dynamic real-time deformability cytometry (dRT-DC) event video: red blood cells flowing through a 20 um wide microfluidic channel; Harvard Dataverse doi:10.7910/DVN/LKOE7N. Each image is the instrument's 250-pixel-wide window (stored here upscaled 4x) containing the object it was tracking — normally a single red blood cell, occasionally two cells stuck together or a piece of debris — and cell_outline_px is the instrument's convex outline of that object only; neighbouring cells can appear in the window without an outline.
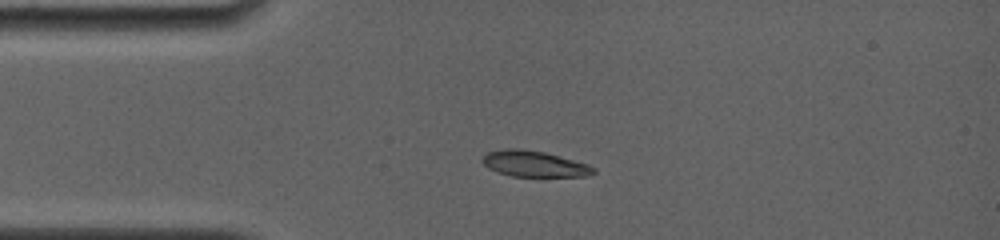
{"species": "common noctule bat (a hibernating species)", "species_latin": "Nyctalus noctula", "temperature_condition": "room temperature", "stored_images_in_passage": 48, "camera_frame_rate_fps": 4000, "um_per_image_px": 0.085, "animal": {"sex": "female", "body_mass_g": 19.0, "forearm_length_mm": 56.7}, "frame": {"image": 1, "passage_image": 1, "time_ms": 0.0, "image_size_px": [1000, 240], "cell_outline_px": [[596, 172], [588, 176], [512, 176], [496, 172], [488, 168], [480, 160], [488, 152], [504, 148], [520, 148], [544, 152], [588, 164], [596, 168]], "centroid_in_image_um": [45.39, 13.92], "position_along_channel_um": 39.6, "area_um2": 16.82}}
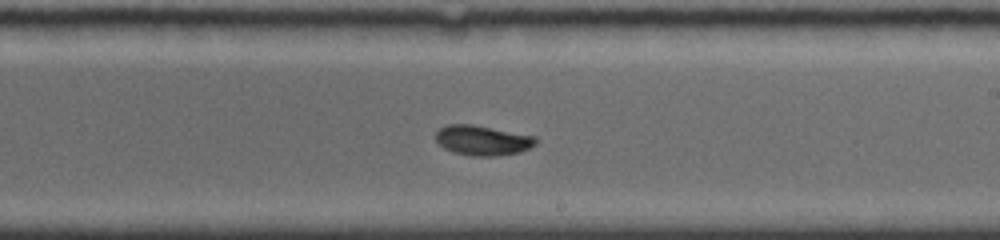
{"frame": {"image": 2, "passage_image": 17, "time_ms": 6.0, "image_size_px": [1000, 240], "cell_outline_px": [[536, 144], [520, 152], [496, 156], [472, 156], [452, 152], [444, 148], [436, 140], [436, 132], [440, 128], [448, 124], [472, 124], [536, 136]], "centroid_in_image_um": [41.01, 11.93], "position_along_channel_um": 248.0, "area_um2": 17.46}}
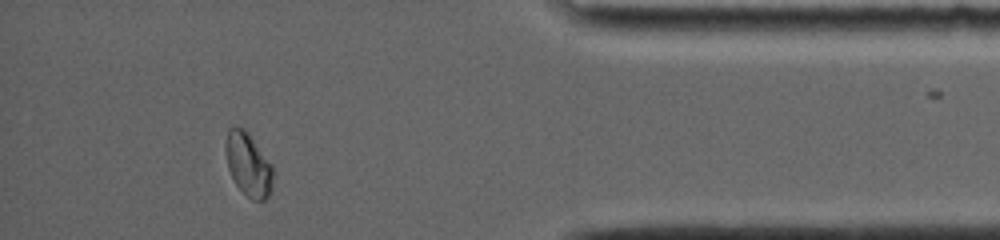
{"frame": {"image": 3, "passage_image": 40, "time_ms": 11.0, "image_size_px": [1000, 240], "cell_outline_px": [[272, 192], [264, 200], [252, 200], [236, 184], [228, 168], [224, 148], [224, 144], [228, 128], [236, 124], [244, 128], [248, 132], [272, 164]], "centroid_in_image_um": [21.08, 13.92], "position_along_channel_um": 414.1, "area_um2": 17.69}, "authors_computed_cell_mechanics": {"area_um2": 17.3978, "velocity_mm_per_s": 3.8247, "shape_relaxation_time_tau1_ms": 4.4411, "shape_relaxation_time_tau2_ms": null, "deformation_change_tau1": 0.1543, "deformation_change_tau2": null}}